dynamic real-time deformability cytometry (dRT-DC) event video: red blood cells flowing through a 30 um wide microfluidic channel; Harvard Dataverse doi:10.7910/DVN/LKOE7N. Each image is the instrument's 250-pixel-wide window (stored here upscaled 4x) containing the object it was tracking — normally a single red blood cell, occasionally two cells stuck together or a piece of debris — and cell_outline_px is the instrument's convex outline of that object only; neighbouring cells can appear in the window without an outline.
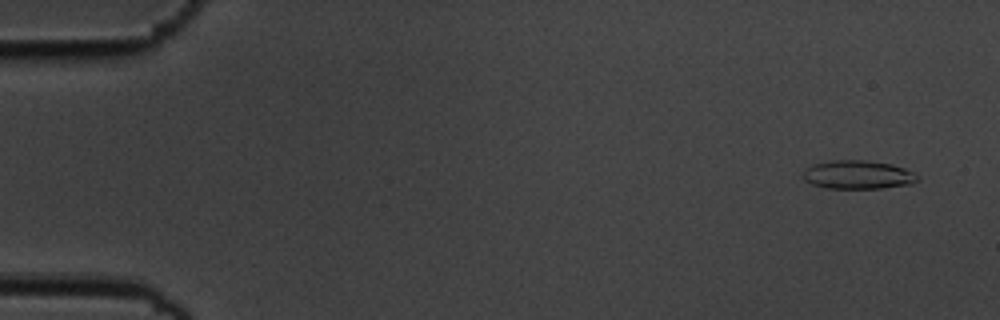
{"species": "common noctule bat (a hibernating species)", "species_latin": "Nyctalus noctula", "temperature_condition": "cold", "stored_images_in_passage": 6, "camera_frame_rate_fps": 3000, "um_per_image_px": 0.085, "animal": {"sex": "male", "body_mass_g": 19.5, "forearm_length_mm": 54.6}, "frame": {"image": 1, "passage_image": 1, "time_ms": 0.0, "image_size_px": [1000, 320], "cell_outline_px": [[920, 180], [912, 184], [880, 188], [824, 188], [812, 184], [804, 180], [804, 168], [812, 164], [832, 160], [864, 160], [892, 164], [904, 168], [920, 176]], "centroid_in_image_um": [72.93, 14.85], "position_along_channel_um": 12.1, "area_um2": 19.19}}
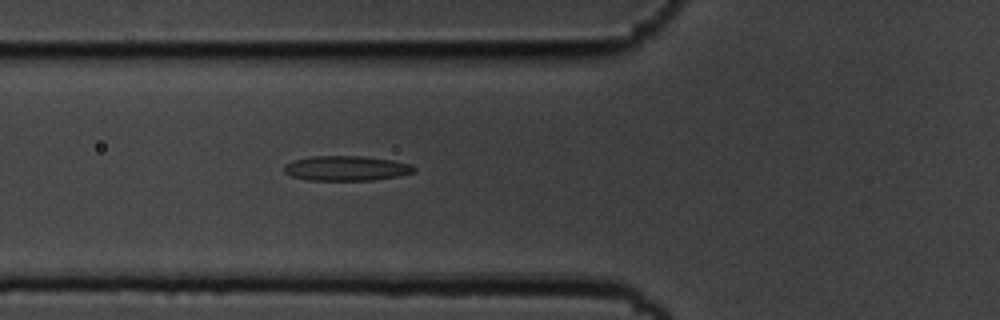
{"frame": {"image": 2, "passage_image": 6, "time_ms": 1.667, "image_size_px": [1000, 320], "cell_outline_px": [[416, 172], [400, 176], [372, 180], [308, 180], [292, 176], [284, 172], [284, 164], [292, 160], [312, 156], [364, 156], [392, 160], [412, 164], [416, 168]], "centroid_in_image_um": [29.46, 14.3], "position_along_channel_um": 96.3, "area_um2": 19.02}}